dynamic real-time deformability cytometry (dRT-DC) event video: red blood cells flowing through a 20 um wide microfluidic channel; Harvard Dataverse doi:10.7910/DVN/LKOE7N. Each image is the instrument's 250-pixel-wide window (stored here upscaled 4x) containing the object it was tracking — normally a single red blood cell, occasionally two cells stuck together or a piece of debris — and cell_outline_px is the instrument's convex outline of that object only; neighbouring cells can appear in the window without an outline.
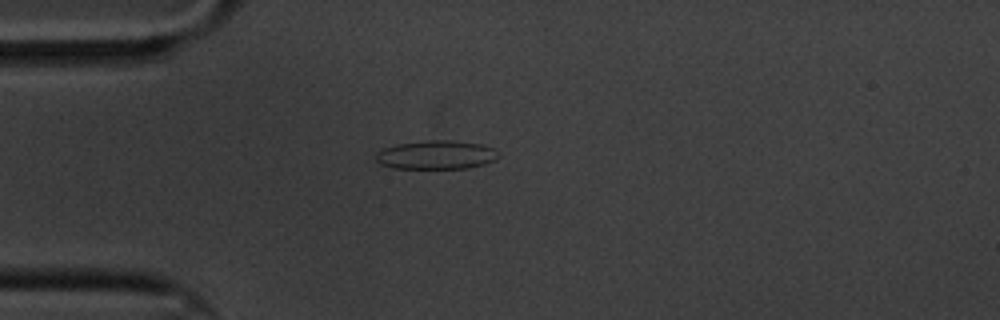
{"species": "common noctule bat (a hibernating species)", "species_latin": "Nyctalus noctula", "temperature_condition": "cold", "stored_images_in_passage": 46, "camera_frame_rate_fps": 3000, "um_per_image_px": 0.085, "animal": {"sex": "male", "body_mass_g": 20.1, "forearm_length_mm": 53.5}, "frame": {"image": 1, "passage_image": 2, "time_ms": 0.333, "image_size_px": [1000, 320], "cell_outline_px": [[500, 156], [484, 164], [468, 168], [392, 168], [380, 164], [376, 160], [376, 152], [384, 148], [396, 144], [428, 140], [448, 140], [480, 144], [496, 148], [500, 152]], "centroid_in_image_um": [37.09, 13.16], "position_along_channel_um": 47.9, "area_um2": 20.58}}
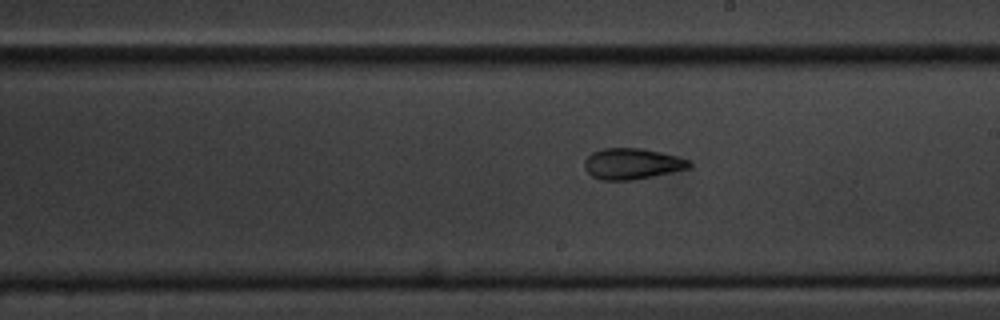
{"frame": {"image": 2, "passage_image": 20, "time_ms": 6.333, "image_size_px": [1000, 320], "cell_outline_px": [[692, 164], [688, 168], [672, 172], [632, 180], [600, 180], [592, 176], [584, 168], [584, 160], [592, 152], [604, 148], [644, 148], [676, 156], [688, 160]], "centroid_in_image_um": [53.69, 13.92], "position_along_channel_um": 235.3, "area_um2": 18.84}}
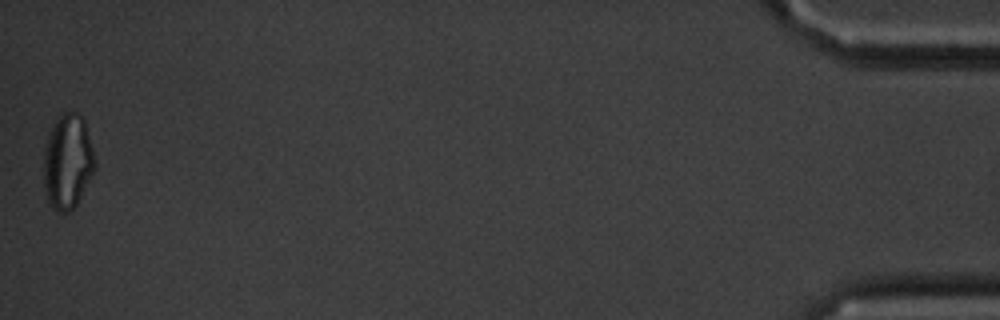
{"frame": {"image": 3, "passage_image": 46, "time_ms": 15.0, "image_size_px": [1000, 320], "cell_outline_px": [[96, 168], [76, 204], [68, 212], [56, 212], [48, 204], [44, 188], [44, 144], [48, 132], [56, 116], [64, 112], [76, 112], [84, 120], [92, 148], [96, 164]], "centroid_in_image_um": [5.72, 13.73], "position_along_channel_um": 429.5, "area_um2": 28.55}, "authors_computed_cell_mechanics": {"area_um2": 19.1318, "velocity_mm_per_s": 3.3276, "shape_relaxation_time_tau1_ms": 6.9225, "shape_relaxation_time_tau2_ms": 3.0043, "deformation_change_tau1": 0.1577, "deformation_change_tau2": 0.1025}}